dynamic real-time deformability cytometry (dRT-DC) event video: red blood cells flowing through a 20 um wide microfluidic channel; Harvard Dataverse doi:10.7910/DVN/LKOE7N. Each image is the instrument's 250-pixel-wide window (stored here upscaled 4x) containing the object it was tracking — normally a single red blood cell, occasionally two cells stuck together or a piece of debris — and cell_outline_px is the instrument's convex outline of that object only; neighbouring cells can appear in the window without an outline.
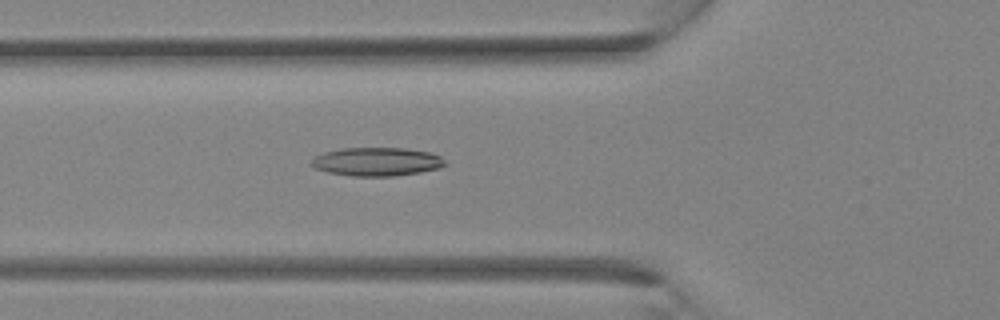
{"species": "Egyptian fruit bat (a non-hibernating species)", "species_latin": "Rousettus aegyptiacus", "temperature_condition": "room temperature", "stored_images_in_passage": 35, "camera_frame_rate_fps": 3000, "um_per_image_px": 0.085, "animal": {"sex": "female"}, "frame": {"image": 1, "passage_image": 13, "time_ms": 4.0, "image_size_px": [1000, 320], "cell_outline_px": [[448, 164], [440, 168], [420, 172], [392, 176], [352, 176], [328, 172], [316, 168], [308, 164], [316, 156], [324, 152], [340, 148], [404, 148], [428, 152], [440, 156]], "centroid_in_image_um": [32.02, 13.74], "position_along_channel_um": 93.8, "area_um2": 22.2}}
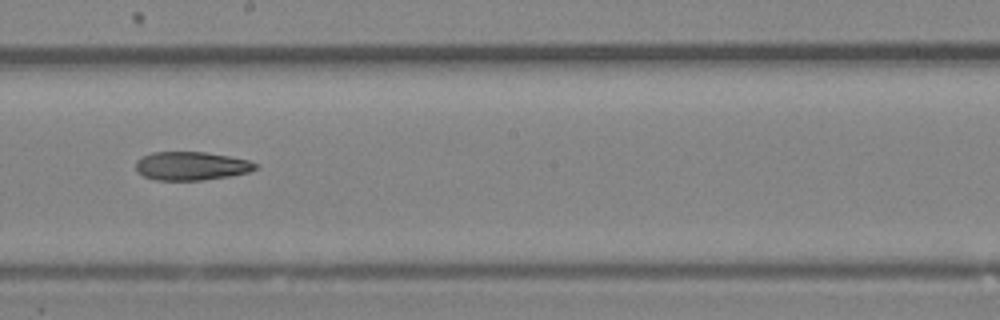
{"frame": {"image": 2, "passage_image": 20, "time_ms": 6.333, "image_size_px": [1000, 320], "cell_outline_px": [[260, 164], [256, 168], [248, 172], [228, 176], [204, 180], [156, 180], [144, 176], [136, 172], [136, 160], [152, 152], [204, 152], [228, 156], [248, 160]], "centroid_in_image_um": [16.25, 14.11], "position_along_channel_um": 232.0, "area_um2": 19.83}}
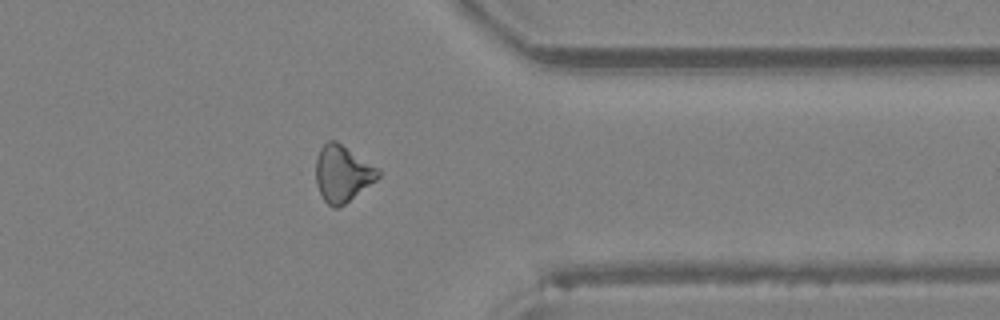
{"frame": {"image": 3, "passage_image": 28, "time_ms": 9.0, "image_size_px": [1000, 320], "cell_outline_px": [[380, 176], [376, 180], [344, 204], [336, 208], [332, 208], [324, 200], [316, 184], [316, 160], [320, 148], [328, 140], [336, 140], [376, 168], [380, 172]], "centroid_in_image_um": [29.07, 14.76], "position_along_channel_um": 382.3, "area_um2": 20.06}}